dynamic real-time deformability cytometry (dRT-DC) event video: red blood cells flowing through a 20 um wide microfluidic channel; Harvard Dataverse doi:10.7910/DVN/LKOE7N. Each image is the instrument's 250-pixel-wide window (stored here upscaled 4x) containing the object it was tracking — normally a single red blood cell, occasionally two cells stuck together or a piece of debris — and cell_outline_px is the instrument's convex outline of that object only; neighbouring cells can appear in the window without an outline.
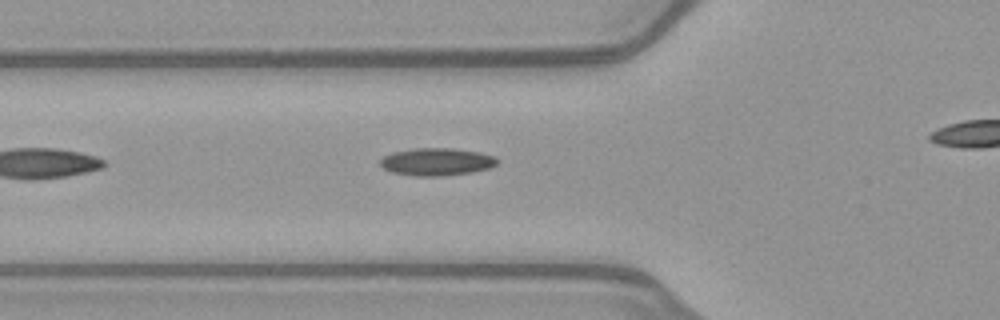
{"species": "common noctule bat (a hibernating species)", "species_latin": "Nyctalus noctula", "temperature_condition": "warm", "stored_images_in_passage": 26, "camera_frame_rate_fps": 3000, "um_per_image_px": 0.085, "animal": {"sex": "female", "body_mass_g": 21.9}, "frame": {"image": 1, "passage_image": 2, "time_ms": 0.333, "image_size_px": [1000, 320], "cell_outline_px": [[496, 164], [492, 168], [472, 172], [440, 176], [416, 176], [392, 172], [384, 168], [380, 164], [380, 160], [384, 156], [392, 152], [416, 148], [452, 148], [480, 152], [492, 156], [496, 160]], "centroid_in_image_um": [37.11, 13.75], "position_along_channel_um": 88.7, "area_um2": 18.67}}
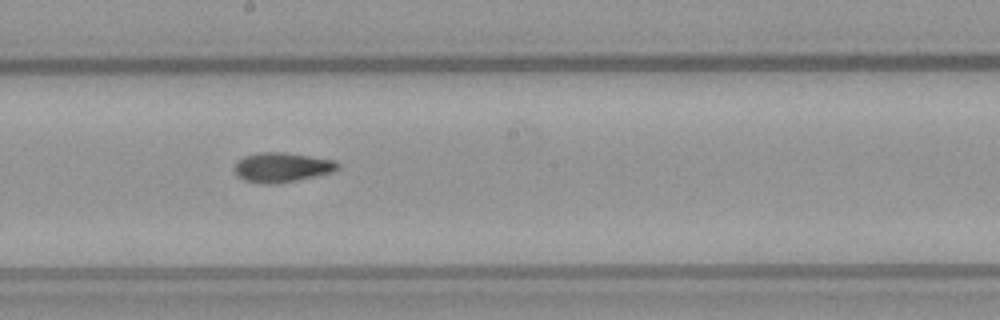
{"frame": {"image": 2, "passage_image": 12, "time_ms": 3.667, "image_size_px": [1000, 320], "cell_outline_px": [[340, 168], [332, 172], [316, 176], [276, 184], [260, 184], [244, 180], [236, 176], [232, 168], [244, 156], [256, 152], [284, 152], [332, 160], [340, 164]], "centroid_in_image_um": [23.92, 14.23], "position_along_channel_um": 224.3, "area_um2": 17.92}}
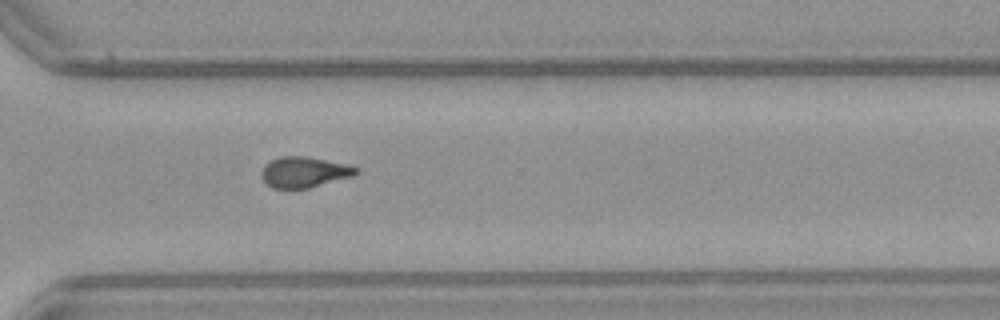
{"frame": {"image": 3, "passage_image": 21, "time_ms": 6.667, "image_size_px": [1000, 320], "cell_outline_px": [[360, 172], [352, 176], [308, 188], [272, 188], [260, 176], [260, 172], [264, 164], [280, 156], [304, 156], [352, 164]], "centroid_in_image_um": [25.86, 14.61], "position_along_channel_um": 344.7, "area_um2": 16.99}}